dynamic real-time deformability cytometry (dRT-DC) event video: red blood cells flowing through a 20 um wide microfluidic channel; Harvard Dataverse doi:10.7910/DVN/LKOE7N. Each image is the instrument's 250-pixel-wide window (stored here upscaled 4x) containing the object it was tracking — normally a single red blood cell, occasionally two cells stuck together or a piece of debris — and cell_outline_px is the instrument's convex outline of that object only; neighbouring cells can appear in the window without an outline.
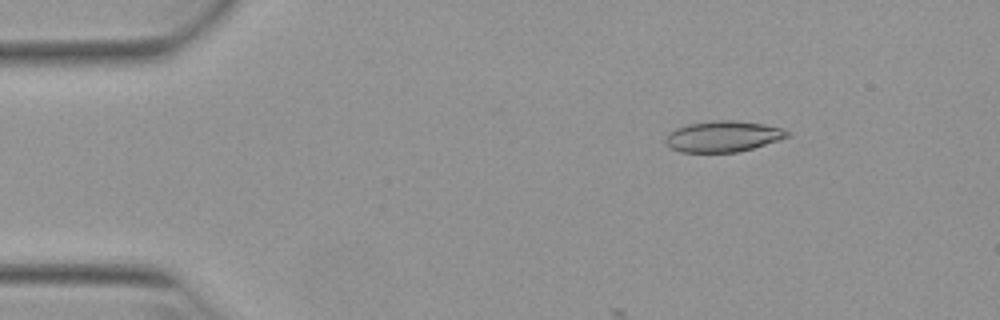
{"species": "Egyptian fruit bat (a non-hibernating species)", "species_latin": "Rousettus aegyptiacus", "temperature_condition": "warm", "stored_images_in_passage": 15, "camera_frame_rate_fps": 3000, "um_per_image_px": 0.085, "animal": {"sex": "female"}, "frame": {"image": 1, "passage_image": 7, "time_ms": 2.0, "image_size_px": [1000, 320], "cell_outline_px": [[788, 136], [780, 140], [752, 148], [736, 152], [680, 152], [672, 148], [664, 140], [668, 132], [676, 128], [688, 124], [712, 120], [732, 120], [764, 124], [784, 128], [788, 132]], "centroid_in_image_um": [61.45, 11.58], "position_along_channel_um": 23.6, "area_um2": 21.91}}
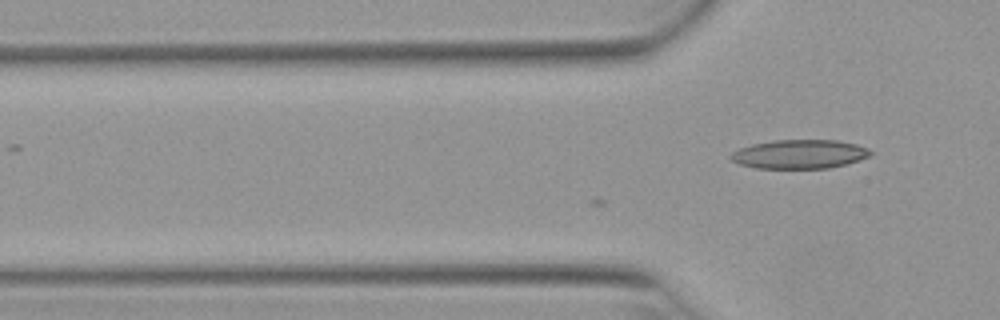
{"frame": {"image": 2, "passage_image": 15, "time_ms": 4.667, "image_size_px": [1000, 320], "cell_outline_px": [[872, 152], [868, 156], [848, 164], [828, 168], [756, 168], [740, 164], [732, 160], [728, 156], [732, 152], [740, 148], [752, 144], [772, 140], [836, 140], [856, 144], [868, 148]], "centroid_in_image_um": [67.94, 13.1], "position_along_channel_um": 57.9, "area_um2": 23.52}}